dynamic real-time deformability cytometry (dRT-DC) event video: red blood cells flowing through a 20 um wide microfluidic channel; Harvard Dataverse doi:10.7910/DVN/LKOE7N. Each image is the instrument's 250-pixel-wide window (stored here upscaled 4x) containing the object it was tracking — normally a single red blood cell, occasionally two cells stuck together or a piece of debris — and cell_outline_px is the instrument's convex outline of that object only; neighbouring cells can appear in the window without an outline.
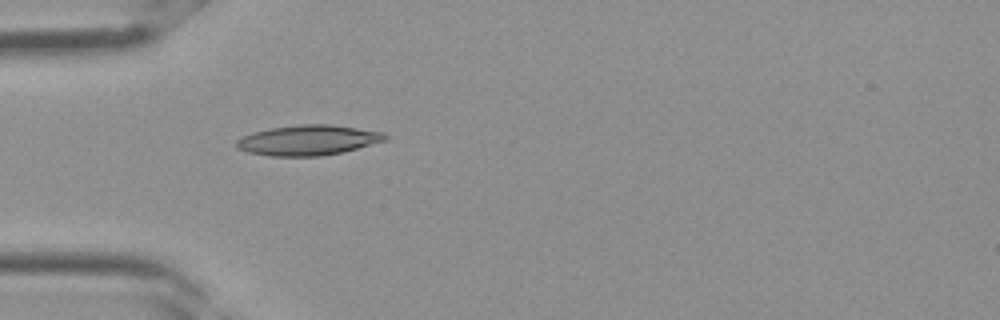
{"species": "Egyptian fruit bat (a non-hibernating species)", "species_latin": "Rousettus aegyptiacus", "temperature_condition": "room temperature", "stored_images_in_passage": 2, "camera_frame_rate_fps": 3000, "um_per_image_px": 0.085, "frame": {"image": 1, "passage_image": 2, "time_ms": 0.333, "image_size_px": [1000, 320], "cell_outline_px": [[388, 140], [344, 152], [320, 156], [272, 156], [248, 152], [236, 148], [236, 140], [244, 136], [256, 132], [272, 128], [300, 124], [332, 124], [384, 132], [388, 136]], "centroid_in_image_um": [26.25, 11.92], "position_along_channel_um": 58.7, "area_um2": 26.18}}